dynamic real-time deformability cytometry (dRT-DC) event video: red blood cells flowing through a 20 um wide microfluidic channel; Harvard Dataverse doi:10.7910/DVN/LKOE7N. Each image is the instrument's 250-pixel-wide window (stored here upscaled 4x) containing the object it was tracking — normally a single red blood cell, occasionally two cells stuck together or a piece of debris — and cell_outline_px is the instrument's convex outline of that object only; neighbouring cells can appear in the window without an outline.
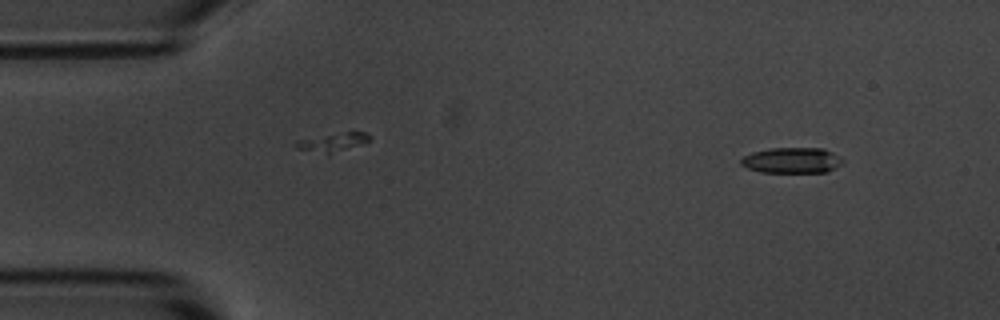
{"species": "common noctule bat (a hibernating species)", "species_latin": "Nyctalus noctula", "temperature_condition": "room temperature", "stored_images_in_passage": 5, "segment_of_instrument_passage": [2, 2], "camera_frame_rate_fps": 3000, "um_per_image_px": 0.085, "animal": {"sex": "male", "body_mass_g": 20.1, "forearm_length_mm": 53.5}, "frame": {"image": 1, "passage_image": 5, "time_ms": 5.333, "image_size_px": [1000, 320], "cell_outline_px": [[844, 164], [828, 172], [760, 172], [748, 168], [740, 164], [740, 160], [744, 156], [752, 152], [772, 148], [824, 148], [832, 152], [844, 160]], "centroid_in_image_um": [67.35, 13.63], "position_along_channel_um": 17.7, "area_um2": 15.32}}